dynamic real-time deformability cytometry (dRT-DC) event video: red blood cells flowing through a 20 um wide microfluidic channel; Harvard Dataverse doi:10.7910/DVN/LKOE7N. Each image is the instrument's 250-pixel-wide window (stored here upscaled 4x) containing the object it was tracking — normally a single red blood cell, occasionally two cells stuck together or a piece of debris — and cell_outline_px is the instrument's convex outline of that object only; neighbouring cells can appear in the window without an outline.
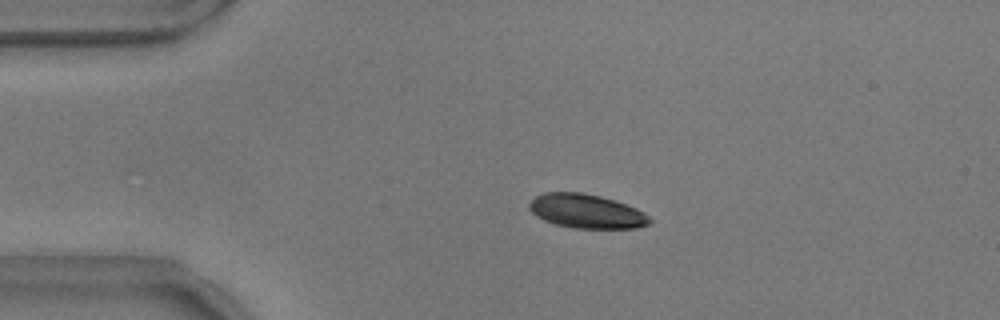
{"species": "common noctule bat (a hibernating species)", "species_latin": "Nyctalus noctula", "temperature_condition": "warm", "stored_images_in_passage": 48, "camera_frame_rate_fps": 3000, "um_per_image_px": 0.085, "animal": {"sex": "male", "body_mass_g": 17.9}, "frame": {"image": 1, "passage_image": 11, "time_ms": 3.333, "image_size_px": [1000, 320], "cell_outline_px": [[652, 220], [648, 224], [636, 228], [572, 228], [556, 224], [544, 220], [536, 216], [528, 208], [528, 204], [536, 196], [544, 192], [584, 192], [600, 196], [636, 208], [644, 212]], "centroid_in_image_um": [49.82, 17.95], "position_along_channel_um": 35.2, "area_um2": 23.81}}
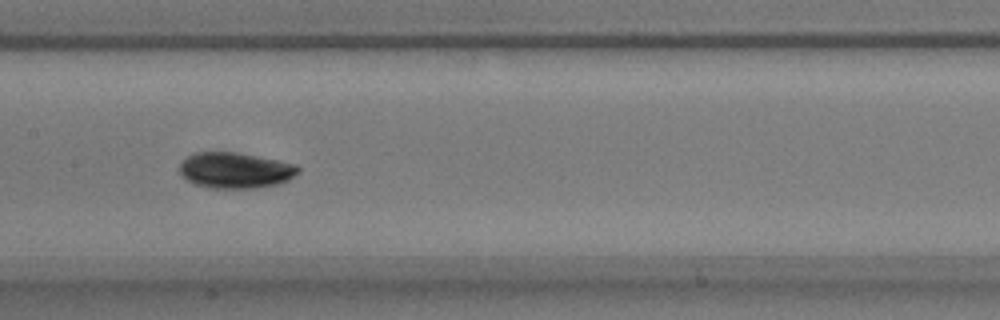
{"frame": {"image": 2, "passage_image": 27, "time_ms": 8.667, "image_size_px": [1000, 320], "cell_outline_px": [[300, 172], [288, 180], [280, 184], [256, 188], [208, 188], [196, 184], [188, 180], [180, 172], [180, 164], [188, 156], [196, 152], [236, 152], [296, 164], [300, 168]], "centroid_in_image_um": [20.04, 14.48], "position_along_channel_um": 187.4, "area_um2": 24.68}}
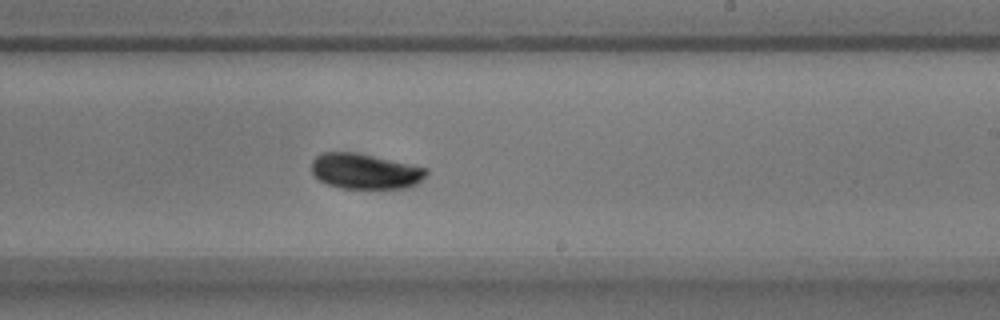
{"frame": {"image": 3, "passage_image": 33, "time_ms": 10.667, "image_size_px": [1000, 320], "cell_outline_px": [[428, 172], [416, 184], [408, 188], [340, 188], [328, 184], [320, 180], [312, 172], [312, 160], [320, 152], [360, 152], [412, 164], [428, 168]], "centroid_in_image_um": [31.04, 14.54], "position_along_channel_um": 258.0, "area_um2": 23.87}, "authors_computed_cell_mechanics": {"area_um2": 24.4205, "velocity_mm_per_s": 3.5412, "shape_relaxation_time_tau1_ms": 1.8882, "shape_relaxation_time_tau2_ms": 8.4226, "deformation_change_tau1": 0.0816, "deformation_change_tau2": 0.0702}}